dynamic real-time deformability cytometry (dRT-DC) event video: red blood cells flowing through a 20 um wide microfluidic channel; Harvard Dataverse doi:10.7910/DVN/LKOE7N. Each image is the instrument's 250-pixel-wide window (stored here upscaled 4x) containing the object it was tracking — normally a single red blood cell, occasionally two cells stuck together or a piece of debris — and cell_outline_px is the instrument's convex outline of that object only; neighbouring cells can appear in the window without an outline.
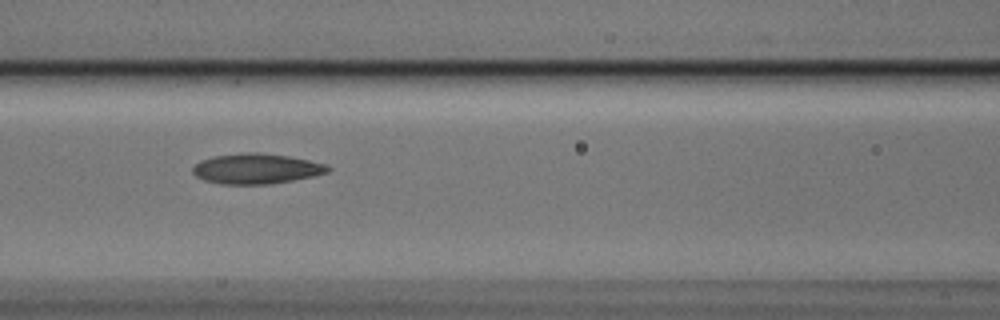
{"species": "Egyptian fruit bat (a non-hibernating species)", "species_latin": "Rousettus aegyptiacus", "temperature_condition": "cold", "stored_images_in_passage": 8, "camera_frame_rate_fps": 3000, "um_per_image_px": 0.085, "animal": {"sex": "male"}, "frame": {"image": 1, "passage_image": 4, "time_ms": 1.0, "image_size_px": [1000, 320], "cell_outline_px": [[332, 168], [328, 172], [312, 176], [272, 184], [220, 184], [204, 180], [196, 176], [192, 172], [192, 168], [200, 160], [212, 156], [244, 152], [256, 152], [288, 156], [308, 160], [324, 164]], "centroid_in_image_um": [21.75, 14.34], "position_along_channel_um": 144.9, "area_um2": 23.81}}
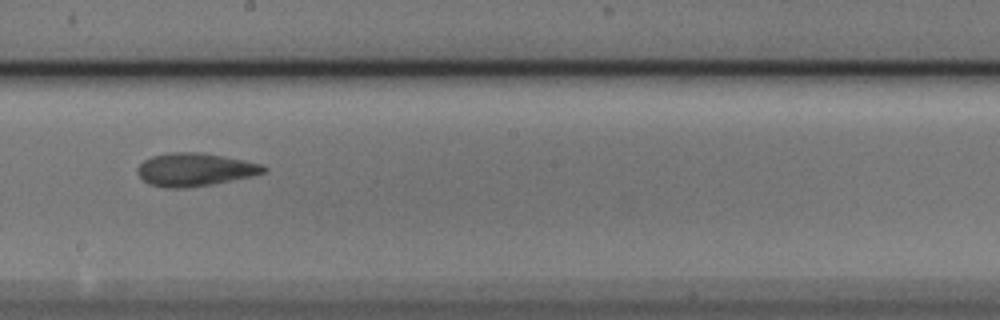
{"frame": {"image": 2, "passage_image": 6, "time_ms": 1.667, "image_size_px": [1000, 320], "cell_outline_px": [[268, 168], [264, 172], [252, 176], [212, 184], [184, 188], [168, 188], [148, 184], [140, 176], [140, 164], [144, 160], [152, 156], [172, 152], [200, 152], [224, 156], [264, 164]], "centroid_in_image_um": [16.61, 14.41], "position_along_channel_um": 231.6, "area_um2": 24.1}}
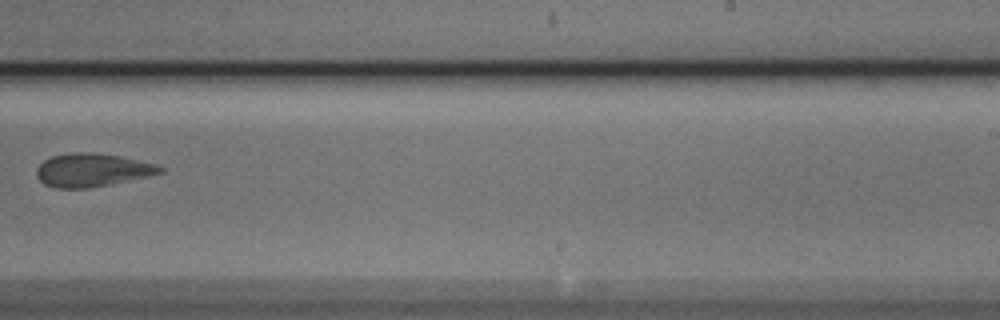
{"frame": {"image": 3, "passage_image": 7, "time_ms": 2.0, "image_size_px": [1000, 320], "cell_outline_px": [[164, 172], [108, 184], [88, 188], [56, 188], [44, 184], [36, 176], [36, 168], [44, 160], [52, 156], [72, 152], [92, 152], [120, 156], [156, 164], [164, 168]], "centroid_in_image_um": [7.79, 14.44], "position_along_channel_um": 281.2, "area_um2": 23.7}}